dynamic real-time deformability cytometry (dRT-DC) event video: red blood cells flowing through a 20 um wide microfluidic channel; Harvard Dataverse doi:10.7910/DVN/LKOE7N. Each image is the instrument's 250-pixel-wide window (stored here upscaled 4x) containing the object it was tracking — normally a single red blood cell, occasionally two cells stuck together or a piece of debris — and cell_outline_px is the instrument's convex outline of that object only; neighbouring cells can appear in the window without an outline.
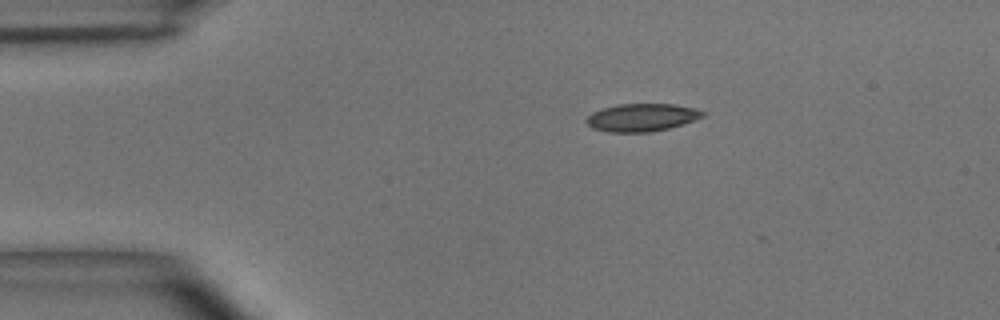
{"species": "common noctule bat (a hibernating species)", "species_latin": "Nyctalus noctula", "temperature_condition": "room temperature", "stored_images_in_passage": 5, "camera_frame_rate_fps": 3000, "um_per_image_px": 0.085, "animal": {"sex": "male", "body_mass_g": 15.6}, "frame": {"image": 1, "passage_image": 5, "time_ms": 1.333, "image_size_px": [1000, 320], "cell_outline_px": [[708, 116], [668, 128], [648, 132], [608, 132], [592, 128], [584, 120], [592, 112], [604, 108], [620, 104], [676, 104], [696, 108], [708, 112]], "centroid_in_image_um": [54.61, 9.98], "position_along_channel_um": 30.4, "area_um2": 18.96}}